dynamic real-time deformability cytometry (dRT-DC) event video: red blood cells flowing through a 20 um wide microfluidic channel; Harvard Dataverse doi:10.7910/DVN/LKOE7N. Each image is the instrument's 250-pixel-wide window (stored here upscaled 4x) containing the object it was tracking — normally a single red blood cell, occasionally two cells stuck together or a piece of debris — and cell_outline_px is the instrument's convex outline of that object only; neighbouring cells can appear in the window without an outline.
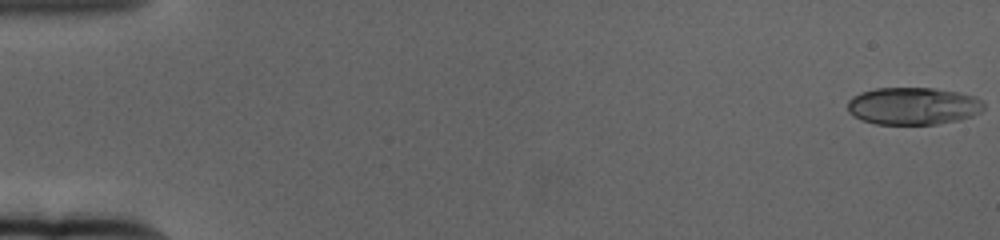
{"species": "human", "species_latin": "Homo sapiens", "temperature_condition": "cold", "stored_images_in_passage": 61, "camera_frame_rate_fps": 3000, "um_per_image_px": 0.085, "donor": {"sex": "female"}, "frame": {"image": 1, "passage_image": 1, "time_ms": 0.0, "image_size_px": [1000, 240], "cell_outline_px": [[984, 108], [980, 112], [972, 116], [960, 120], [936, 124], [876, 124], [852, 116], [848, 112], [848, 100], [852, 96], [860, 92], [876, 88], [932, 88], [956, 92], [976, 96], [984, 104]], "centroid_in_image_um": [77.6, 9.01], "position_along_channel_um": 7.4, "area_um2": 29.77}}
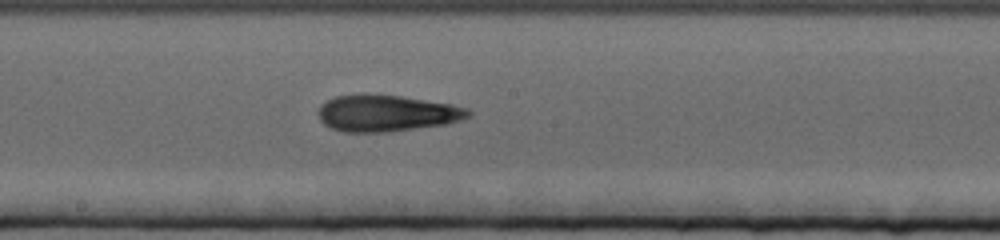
{"frame": {"image": 2, "passage_image": 34, "time_ms": 11.0, "image_size_px": [1000, 240], "cell_outline_px": [[472, 112], [468, 116], [460, 120], [448, 124], [388, 132], [344, 132], [332, 128], [324, 124], [320, 120], [316, 112], [320, 104], [336, 96], [400, 96], [452, 104], [468, 108]], "centroid_in_image_um": [32.87, 9.65], "position_along_channel_um": 215.3, "area_um2": 31.5}}
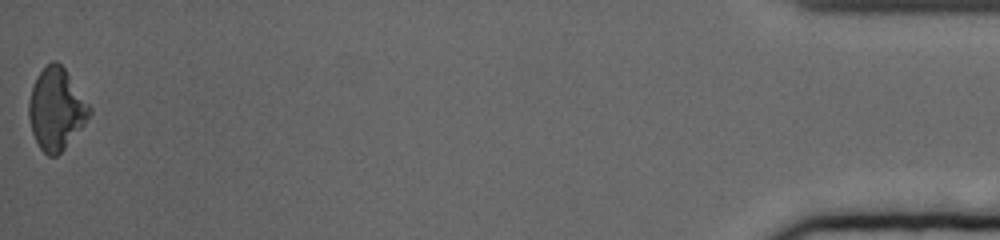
{"frame": {"image": 3, "passage_image": 61, "time_ms": 20.0, "image_size_px": [1000, 240], "cell_outline_px": [[92, 112], [84, 124], [64, 148], [56, 156], [48, 156], [40, 148], [32, 132], [28, 116], [28, 100], [36, 76], [52, 60], [56, 60], [64, 68], [92, 108]], "centroid_in_image_um": [4.77, 9.26], "position_along_channel_um": 430.4, "area_um2": 28.55}, "authors_computed_cell_mechanics": {"area_um2": 30.1716, "velocity_mm_per_s": 3.3749, "shape_relaxation_time_tau1_ms": 4.5229, "shape_relaxation_time_tau2_ms": 3.6726, "deformation_change_tau1": 0.1739, "deformation_change_tau2": 0.1301}}